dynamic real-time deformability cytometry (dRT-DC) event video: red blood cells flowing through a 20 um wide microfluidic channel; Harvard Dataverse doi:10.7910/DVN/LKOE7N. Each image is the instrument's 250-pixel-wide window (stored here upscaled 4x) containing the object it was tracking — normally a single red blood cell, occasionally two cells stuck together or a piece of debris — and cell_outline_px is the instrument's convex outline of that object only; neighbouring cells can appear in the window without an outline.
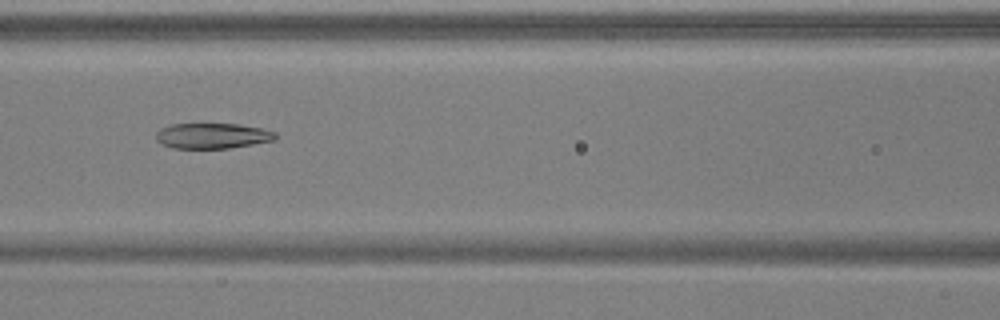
{"species": "common noctule bat (a hibernating species)", "species_latin": "Nyctalus noctula", "temperature_condition": "warm", "stored_images_in_passage": 5, "camera_frame_rate_fps": 3000, "um_per_image_px": 0.085, "animal": {"sex": "male", "body_mass_g": 17.9, "forearm_length_mm": 54.2}, "frame": {"image": 1, "passage_image": 4, "time_ms": 1.0, "image_size_px": [1000, 320], "cell_outline_px": [[276, 140], [228, 148], [172, 148], [156, 140], [156, 132], [160, 128], [172, 124], [240, 124], [260, 128], [276, 132]], "centroid_in_image_um": [18.05, 11.54], "position_along_channel_um": 148.5, "area_um2": 17.63}}
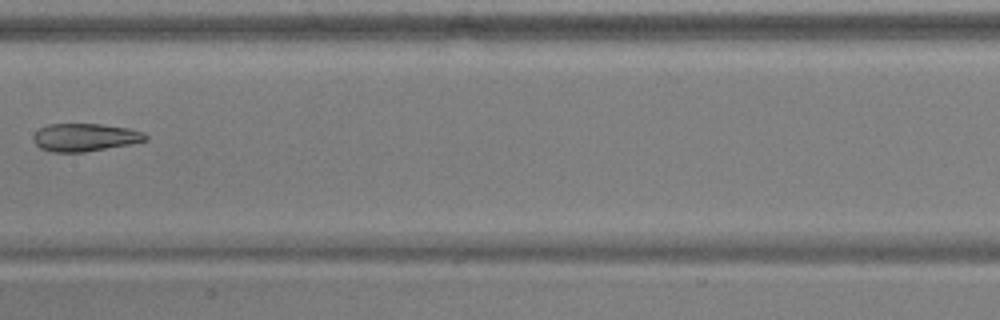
{"frame": {"image": 2, "passage_image": 5, "time_ms": 1.333, "image_size_px": [1000, 320], "cell_outline_px": [[148, 140], [128, 144], [84, 152], [52, 152], [40, 148], [32, 140], [32, 136], [40, 128], [48, 124], [100, 124], [128, 128], [144, 132], [148, 136]], "centroid_in_image_um": [7.2, 11.67], "position_along_channel_um": 200.2, "area_um2": 18.15}}